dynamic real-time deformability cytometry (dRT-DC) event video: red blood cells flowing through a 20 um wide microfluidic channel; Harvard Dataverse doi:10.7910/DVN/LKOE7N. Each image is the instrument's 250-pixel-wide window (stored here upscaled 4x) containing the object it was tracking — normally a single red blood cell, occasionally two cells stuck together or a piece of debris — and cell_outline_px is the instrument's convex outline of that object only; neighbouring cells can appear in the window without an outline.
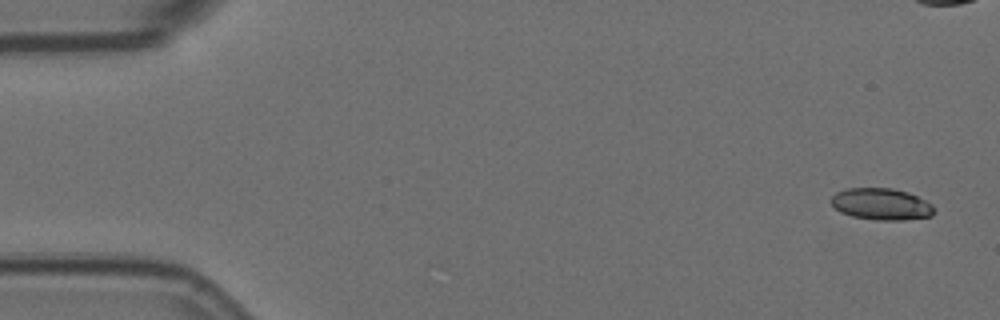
{"species": "Egyptian fruit bat (a non-hibernating species)", "species_latin": "Rousettus aegyptiacus", "temperature_condition": "room temperature", "stored_images_in_passage": 5, "camera_frame_rate_fps": 3000, "um_per_image_px": 0.085, "animal": {"sex": "female"}, "frame": {"image": 1, "passage_image": 1, "time_ms": 0.0, "image_size_px": [1000, 320], "cell_outline_px": [[932, 216], [904, 220], [876, 220], [852, 216], [840, 212], [828, 200], [836, 192], [844, 188], [892, 188], [908, 192], [932, 204]], "centroid_in_image_um": [74.86, 17.34], "position_along_channel_um": 10.1, "area_um2": 19.02}}